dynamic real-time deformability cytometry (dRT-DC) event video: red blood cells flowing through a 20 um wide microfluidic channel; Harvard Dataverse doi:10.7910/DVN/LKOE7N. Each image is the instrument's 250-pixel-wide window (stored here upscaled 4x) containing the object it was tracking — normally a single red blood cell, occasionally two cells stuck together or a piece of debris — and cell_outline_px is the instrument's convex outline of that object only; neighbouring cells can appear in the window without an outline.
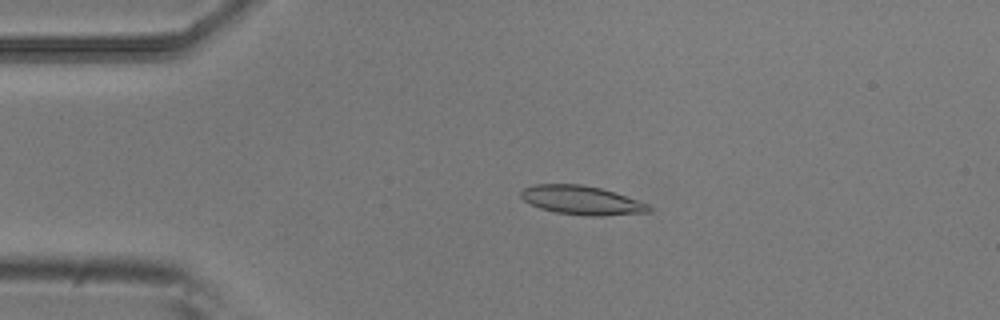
{"species": "common noctule bat (a hibernating species)", "species_latin": "Nyctalus noctula", "temperature_condition": "room temperature", "stored_images_in_passage": 6, "camera_frame_rate_fps": 3000, "um_per_image_px": 0.085, "animal": {"sex": "male", "body_mass_g": 20.5, "forearm_length_mm": 52.5}, "frame": {"image": 1, "passage_image": 4, "time_ms": 1.0, "image_size_px": [1000, 320], "cell_outline_px": [[652, 212], [604, 216], [584, 216], [556, 212], [540, 208], [524, 200], [520, 196], [520, 192], [524, 188], [536, 184], [580, 184], [600, 188], [648, 204], [652, 208]], "centroid_in_image_um": [49.44, 17.03], "position_along_channel_um": 35.6, "area_um2": 21.39}}
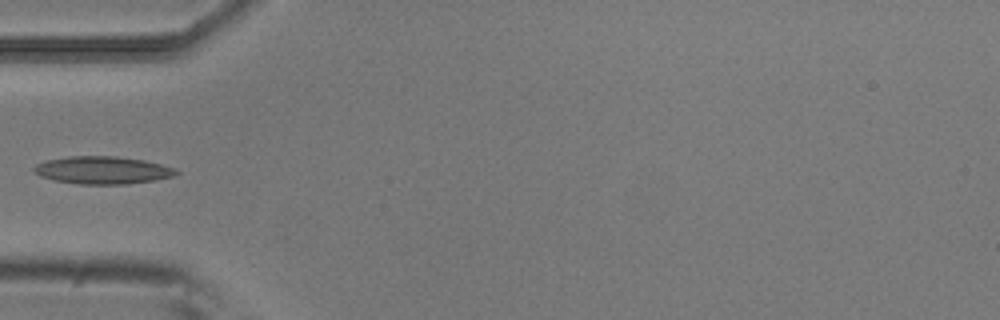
{"frame": {"image": 2, "passage_image": 5, "time_ms": 1.333, "image_size_px": [1000, 320], "cell_outline_px": [[180, 172], [176, 176], [152, 180], [124, 184], [80, 184], [52, 180], [40, 176], [32, 168], [36, 164], [48, 160], [68, 156], [116, 156], [144, 160], [176, 168]], "centroid_in_image_um": [8.73, 14.46], "position_along_channel_um": 76.3, "area_um2": 22.83}}
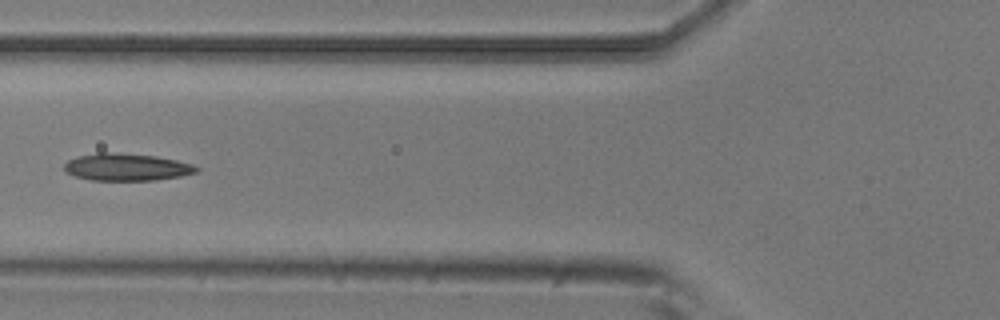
{"frame": {"image": 3, "passage_image": 6, "time_ms": 1.667, "image_size_px": [1000, 320], "cell_outline_px": [[200, 168], [196, 172], [180, 176], [156, 180], [92, 180], [76, 176], [68, 172], [64, 168], [64, 164], [68, 160], [80, 156], [100, 152], [108, 152], [156, 156], [176, 160], [192, 164]], "centroid_in_image_um": [10.78, 14.2], "position_along_channel_um": 115.0, "area_um2": 20.69}}